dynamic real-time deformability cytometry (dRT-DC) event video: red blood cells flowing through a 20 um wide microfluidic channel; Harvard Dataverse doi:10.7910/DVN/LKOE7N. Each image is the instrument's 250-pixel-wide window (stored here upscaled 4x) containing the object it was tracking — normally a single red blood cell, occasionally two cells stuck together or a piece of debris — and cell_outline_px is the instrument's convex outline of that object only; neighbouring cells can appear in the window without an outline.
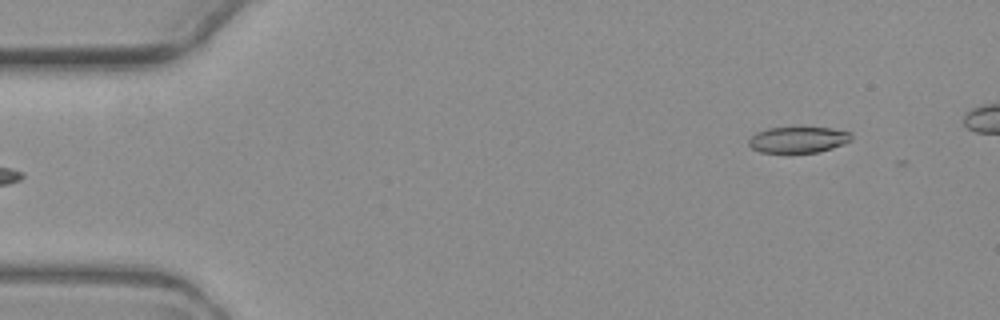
{"species": "common noctule bat (a hibernating species)", "species_latin": "Nyctalus noctula", "temperature_condition": "warm", "stored_images_in_passage": 5, "camera_frame_rate_fps": 3000, "um_per_image_px": 0.085, "animal": {"sex": "female", "body_mass_g": 19.3, "forearm_length_mm": 54.1}, "frame": {"image": 1, "passage_image": 5, "time_ms": 5.667, "image_size_px": [1000, 320], "cell_outline_px": [[852, 140], [844, 144], [820, 152], [760, 152], [752, 148], [748, 144], [748, 140], [756, 132], [768, 128], [804, 124], [832, 128], [852, 132]], "centroid_in_image_um": [67.89, 11.81], "position_along_channel_um": 17.1, "area_um2": 16.47}}